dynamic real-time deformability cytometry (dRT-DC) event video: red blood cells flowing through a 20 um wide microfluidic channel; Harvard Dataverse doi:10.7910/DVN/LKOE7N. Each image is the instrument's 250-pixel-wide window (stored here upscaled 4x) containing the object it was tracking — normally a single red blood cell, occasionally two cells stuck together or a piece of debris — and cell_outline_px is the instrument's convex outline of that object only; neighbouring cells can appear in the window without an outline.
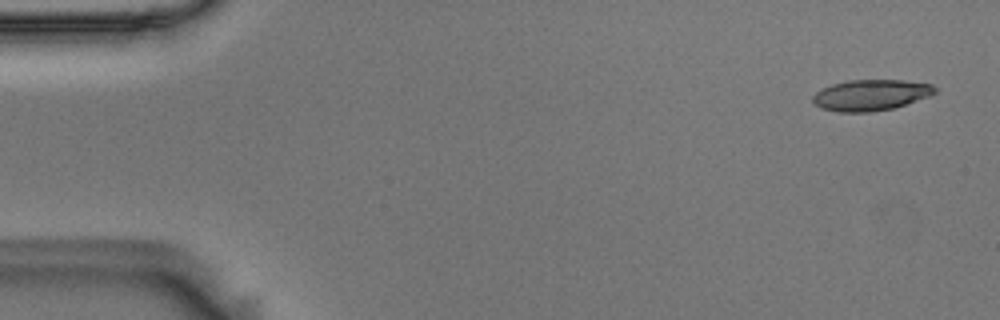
{"species": "Egyptian fruit bat (a non-hibernating species)", "species_latin": "Rousettus aegyptiacus", "temperature_condition": "room temperature", "stored_images_in_passage": 54, "camera_frame_rate_fps": 3000, "um_per_image_px": 0.085, "animal": {"sex": "male"}, "frame": {"image": 1, "passage_image": 1, "time_ms": 0.0, "image_size_px": [1000, 320], "cell_outline_px": [[936, 92], [928, 96], [892, 108], [872, 112], [840, 112], [820, 108], [812, 100], [812, 96], [816, 92], [832, 84], [848, 80], [904, 80], [932, 84], [936, 88]], "centroid_in_image_um": [73.99, 8.07], "position_along_channel_um": 11.0, "area_um2": 21.85}}
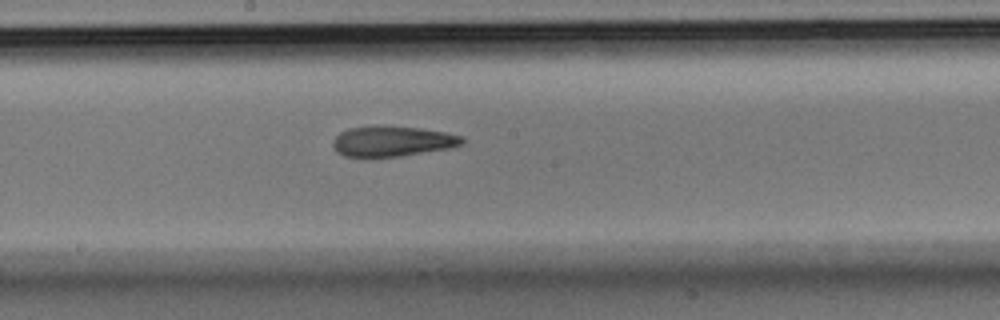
{"frame": {"image": 2, "passage_image": 28, "time_ms": 9.0, "image_size_px": [1000, 320], "cell_outline_px": [[464, 144], [452, 148], [400, 156], [344, 156], [336, 152], [332, 144], [336, 136], [340, 132], [348, 128], [376, 124], [380, 124], [420, 128], [444, 132], [464, 136]], "centroid_in_image_um": [33.37, 11.98], "position_along_channel_um": 214.8, "area_um2": 23.24}}
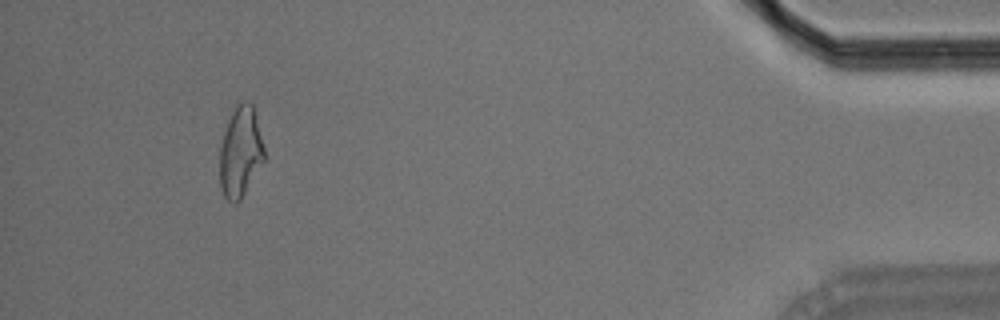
{"frame": {"image": 3, "passage_image": 50, "time_ms": 16.333, "image_size_px": [1000, 320], "cell_outline_px": [[264, 160], [240, 200], [236, 204], [232, 204], [224, 196], [220, 184], [220, 148], [224, 132], [228, 120], [236, 104], [240, 100], [244, 100], [252, 104], [264, 148]], "centroid_in_image_um": [20.42, 12.92], "position_along_channel_um": 414.8, "area_um2": 23.18}, "authors_computed_cell_mechanics": {"area_um2": 23.2356, "velocity_mm_per_s": 3.6213, "shape_relaxation_time_tau1_ms": 5.9196, "shape_relaxation_time_tau2_ms": 3.7684, "deformation_change_tau1": 0.1954, "deformation_change_tau2": 0.1439}}